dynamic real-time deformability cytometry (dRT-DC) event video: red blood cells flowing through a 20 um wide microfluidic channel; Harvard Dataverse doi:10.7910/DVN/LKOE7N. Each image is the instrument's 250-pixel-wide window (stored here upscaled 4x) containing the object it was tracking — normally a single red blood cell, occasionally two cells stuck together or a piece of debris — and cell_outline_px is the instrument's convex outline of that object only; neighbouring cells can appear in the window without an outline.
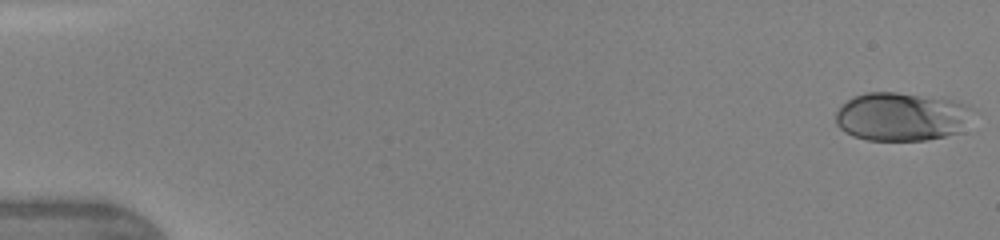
{"species": "human", "species_latin": "Homo sapiens", "temperature_condition": "warm", "stored_images_in_passage": 10, "camera_frame_rate_fps": 3000, "um_per_image_px": 0.085, "donor": {"sex": "female"}, "frame": {"image": 1, "passage_image": 1, "time_ms": 0.0, "image_size_px": [1000, 240], "cell_outline_px": [[972, 108], [964, 132], [928, 140], [868, 140], [852, 136], [844, 132], [836, 124], [836, 112], [840, 104], [856, 96], [868, 92], [896, 92], [952, 100], [964, 104]], "centroid_in_image_um": [76.61, 9.93], "position_along_channel_um": 8.4, "area_um2": 38.84}}